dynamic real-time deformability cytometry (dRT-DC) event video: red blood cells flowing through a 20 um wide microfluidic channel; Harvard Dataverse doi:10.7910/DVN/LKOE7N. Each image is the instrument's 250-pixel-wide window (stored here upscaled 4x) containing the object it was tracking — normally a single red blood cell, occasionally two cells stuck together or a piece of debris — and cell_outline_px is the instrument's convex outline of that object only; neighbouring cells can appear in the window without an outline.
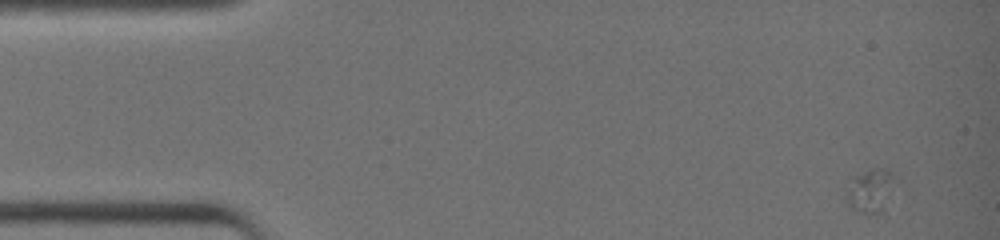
{"species": "common noctule bat (a hibernating species)", "species_latin": "Nyctalus noctula", "temperature_condition": "warm", "stored_images_in_passage": 12, "camera_frame_rate_fps": 3000, "um_per_image_px": 0.085, "animal": {"sex": "female", "body_mass_g": 19.0, "forearm_length_mm": 51.5}, "frame": {"image": 1, "passage_image": 1, "time_ms": 0.0, "image_size_px": [1000, 240], "cell_outline_px": [[892, 172], [884, 212], [864, 212], [852, 208], [848, 204], [848, 192], [852, 180], [856, 176], [876, 168], [884, 168]], "centroid_in_image_um": [73.96, 16.21], "position_along_channel_um": 11.0, "area_um2": 10.98}}
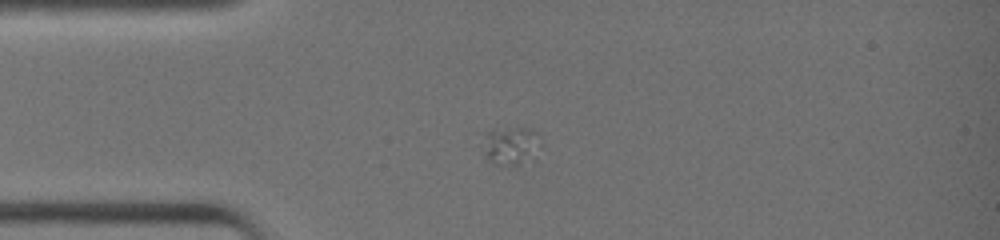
{"frame": {"image": 2, "passage_image": 10, "time_ms": 3.0, "image_size_px": [1000, 240], "cell_outline_px": [[536, 160], [520, 164], [492, 164], [488, 160], [480, 148], [480, 144], [488, 132], [492, 128], [528, 128], [536, 132]], "centroid_in_image_um": [43.33, 12.4], "position_along_channel_um": 41.7, "area_um2": 12.95}}